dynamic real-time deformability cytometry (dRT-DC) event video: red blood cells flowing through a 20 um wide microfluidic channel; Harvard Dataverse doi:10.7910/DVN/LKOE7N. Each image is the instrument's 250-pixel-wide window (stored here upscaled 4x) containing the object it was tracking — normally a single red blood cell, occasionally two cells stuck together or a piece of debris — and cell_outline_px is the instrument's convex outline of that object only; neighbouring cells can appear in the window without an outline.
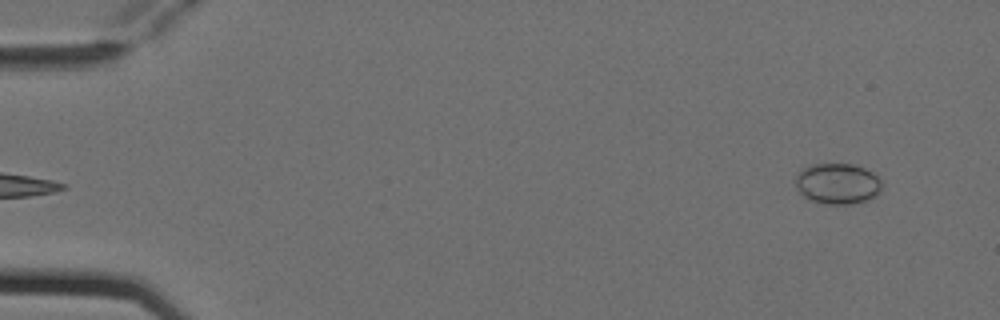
{"species": "Egyptian fruit bat (a non-hibernating species)", "species_latin": "Rousettus aegyptiacus", "temperature_condition": "cold", "stored_images_in_passage": 3, "camera_frame_rate_fps": 3000, "um_per_image_px": 0.085, "animal": {"sex": "female"}, "frame": {"image": 1, "passage_image": 3, "time_ms": 0.667, "image_size_px": [1000, 320], "cell_outline_px": [[880, 192], [868, 200], [852, 204], [828, 204], [812, 200], [804, 196], [800, 192], [796, 184], [796, 176], [804, 168], [812, 164], [852, 164], [864, 168], [872, 172], [880, 180]], "centroid_in_image_um": [71.2, 15.61], "position_along_channel_um": 13.8, "area_um2": 20.23}}